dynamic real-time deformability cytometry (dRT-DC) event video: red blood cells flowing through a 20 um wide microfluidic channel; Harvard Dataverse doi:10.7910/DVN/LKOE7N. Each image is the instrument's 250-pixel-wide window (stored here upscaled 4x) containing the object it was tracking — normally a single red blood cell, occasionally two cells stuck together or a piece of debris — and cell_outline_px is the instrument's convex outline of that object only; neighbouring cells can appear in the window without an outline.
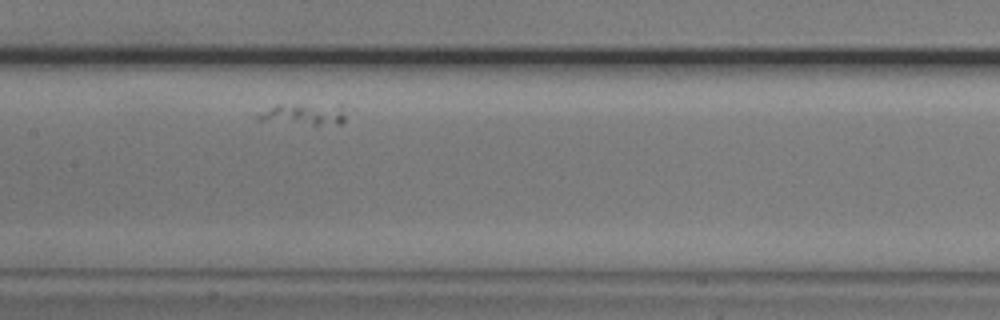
{"species": "common noctule bat (a hibernating species)", "species_latin": "Nyctalus noctula", "temperature_condition": "cold", "stored_images_in_passage": 4, "camera_frame_rate_fps": 3000, "um_per_image_px": 0.085, "animal": {"sex": "male", "body_mass_g": 20.5, "forearm_length_mm": 52.5}, "frame": {"image": 1, "passage_image": 4, "time_ms": 1.0, "image_size_px": [1000, 320], "cell_outline_px": [[344, 120], [340, 124], [312, 124], [256, 120], [256, 116], [276, 104], [340, 104], [344, 116]], "centroid_in_image_um": [25.84, 9.68], "position_along_channel_um": 181.6, "area_um2": 10.81}}